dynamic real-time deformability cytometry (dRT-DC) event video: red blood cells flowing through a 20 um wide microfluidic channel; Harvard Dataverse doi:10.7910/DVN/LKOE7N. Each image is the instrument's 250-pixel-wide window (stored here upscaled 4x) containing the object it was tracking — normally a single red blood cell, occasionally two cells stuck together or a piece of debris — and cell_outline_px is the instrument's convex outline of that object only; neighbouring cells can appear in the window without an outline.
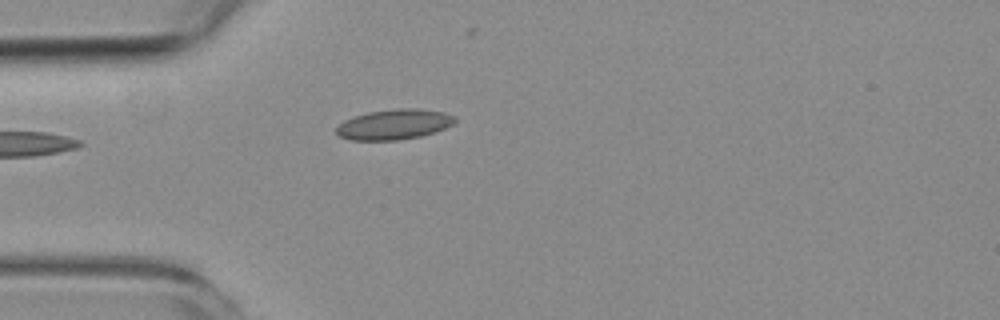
{"species": "common noctule bat (a hibernating species)", "species_latin": "Nyctalus noctula", "temperature_condition": "room temperature", "stored_images_in_passage": 2, "camera_frame_rate_fps": 3000, "um_per_image_px": 0.085, "animal": {"sex": "female", "body_mass_g": 19.3, "forearm_length_mm": 54.1}, "frame": {"image": 1, "passage_image": 2, "time_ms": 1.667, "image_size_px": [1000, 320], "cell_outline_px": [[456, 120], [452, 124], [436, 132], [420, 136], [396, 140], [348, 140], [340, 136], [336, 132], [336, 128], [344, 120], [368, 112], [396, 108], [420, 108], [444, 112], [456, 116]], "centroid_in_image_um": [33.52, 10.56], "position_along_channel_um": 51.5, "area_um2": 20.92}}